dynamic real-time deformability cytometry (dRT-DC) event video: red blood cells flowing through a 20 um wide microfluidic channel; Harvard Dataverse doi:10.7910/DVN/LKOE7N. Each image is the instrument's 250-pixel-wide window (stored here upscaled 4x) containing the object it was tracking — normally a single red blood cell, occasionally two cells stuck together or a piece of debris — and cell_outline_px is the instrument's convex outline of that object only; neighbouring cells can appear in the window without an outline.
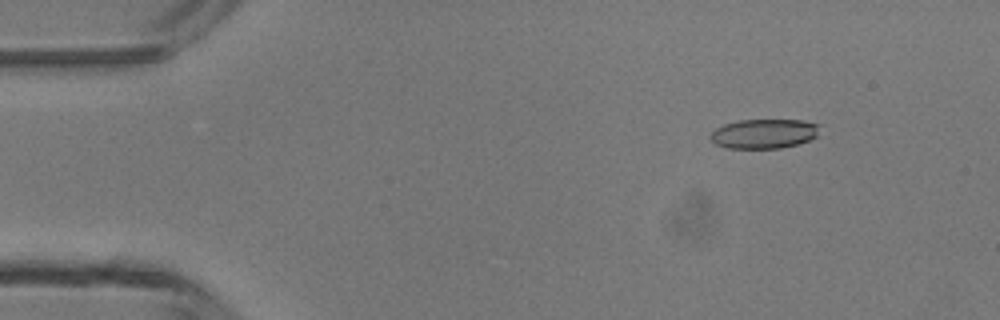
{"species": "common noctule bat (a hibernating species)", "species_latin": "Nyctalus noctula", "temperature_condition": "room temperature", "stored_images_in_passage": 4, "camera_frame_rate_fps": 3000, "um_per_image_px": 0.085, "animal": {"sex": "male", "body_mass_g": 13.3}, "frame": {"image": 1, "passage_image": 2, "time_ms": 1.0, "image_size_px": [1000, 320], "cell_outline_px": [[820, 136], [796, 144], [780, 148], [728, 148], [716, 144], [708, 136], [716, 128], [724, 124], [740, 120], [804, 120], [820, 124]], "centroid_in_image_um": [64.99, 11.35], "position_along_channel_um": 20.0, "area_um2": 18.9}}